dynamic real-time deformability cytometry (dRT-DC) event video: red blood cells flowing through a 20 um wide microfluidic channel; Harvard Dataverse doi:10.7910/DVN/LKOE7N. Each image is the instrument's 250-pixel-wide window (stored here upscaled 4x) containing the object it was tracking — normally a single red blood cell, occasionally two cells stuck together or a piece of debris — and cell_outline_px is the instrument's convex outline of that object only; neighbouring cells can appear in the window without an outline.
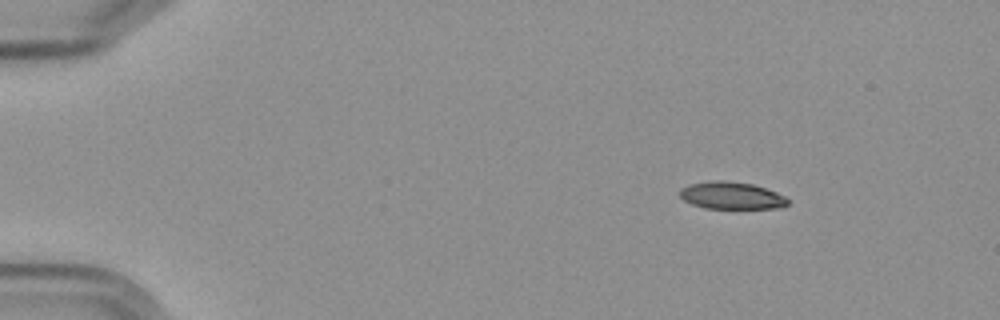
{"species": "Egyptian fruit bat (a non-hibernating species)", "species_latin": "Rousettus aegyptiacus", "temperature_condition": "cold", "stored_images_in_passage": 9, "camera_frame_rate_fps": 3000, "um_per_image_px": 0.085, "frame": {"image": 1, "passage_image": 1, "time_ms": 0.0, "image_size_px": [1000, 320], "cell_outline_px": [[788, 204], [776, 208], [704, 208], [692, 204], [684, 200], [680, 196], [680, 188], [688, 184], [712, 180], [728, 180], [752, 184], [776, 192], [784, 196], [788, 200]], "centroid_in_image_um": [62.13, 16.61], "position_along_channel_um": 22.9, "area_um2": 17.11}}
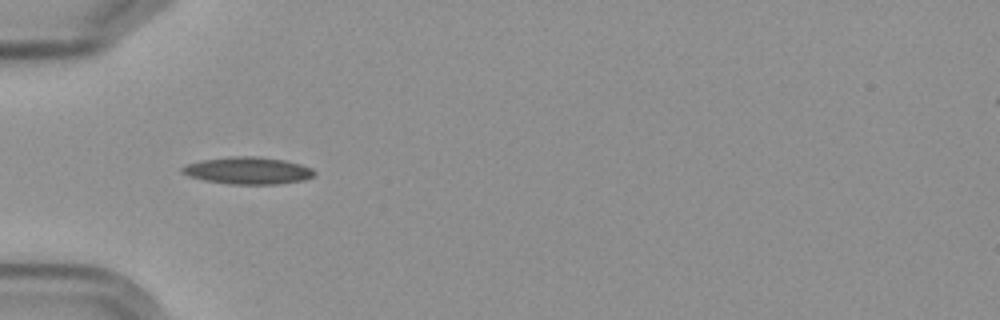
{"frame": {"image": 2, "passage_image": 4, "time_ms": 3.667, "image_size_px": [1000, 320], "cell_outline_px": [[316, 172], [312, 176], [304, 180], [276, 184], [228, 184], [204, 180], [188, 176], [180, 172], [180, 168], [188, 164], [204, 160], [232, 156], [256, 156], [284, 160], [300, 164], [312, 168]], "centroid_in_image_um": [21.06, 14.5], "position_along_channel_um": 63.9, "area_um2": 20.81}}
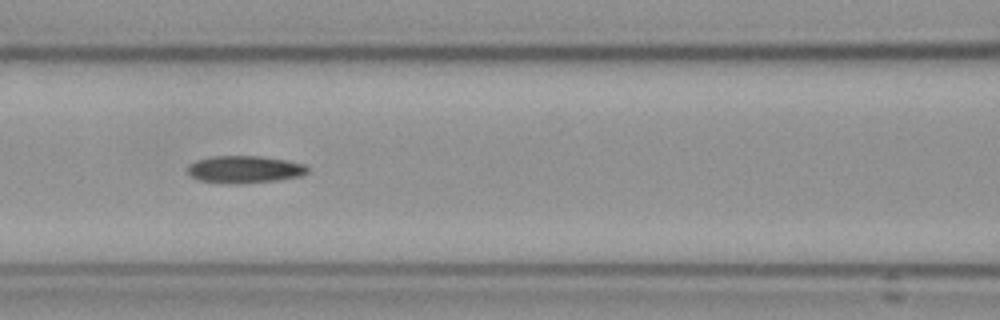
{"frame": {"image": 3, "passage_image": 6, "time_ms": 6.0, "image_size_px": [1000, 320], "cell_outline_px": [[308, 172], [304, 176], [280, 180], [244, 184], [224, 184], [200, 180], [192, 176], [188, 172], [188, 164], [196, 160], [212, 156], [260, 156], [284, 160], [304, 164], [308, 168]], "centroid_in_image_um": [20.81, 14.41], "position_along_channel_um": 145.8, "area_um2": 19.36}}